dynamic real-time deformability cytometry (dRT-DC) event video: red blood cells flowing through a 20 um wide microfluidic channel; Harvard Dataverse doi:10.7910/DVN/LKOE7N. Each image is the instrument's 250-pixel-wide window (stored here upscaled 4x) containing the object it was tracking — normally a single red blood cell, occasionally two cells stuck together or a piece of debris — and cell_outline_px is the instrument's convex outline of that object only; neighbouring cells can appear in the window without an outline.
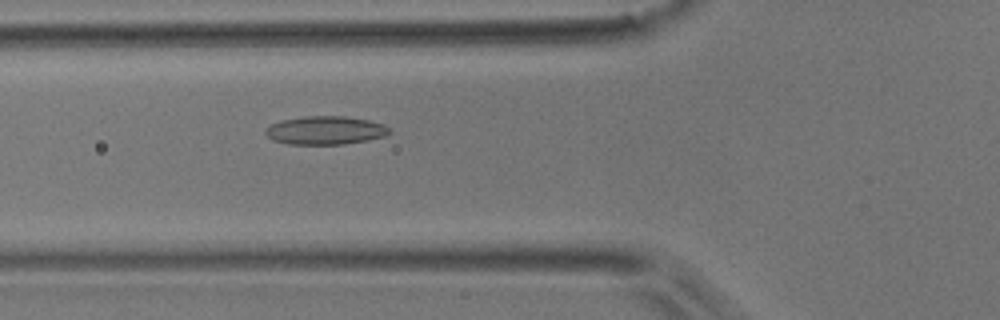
{"species": "common noctule bat (a hibernating species)", "species_latin": "Nyctalus noctula", "temperature_condition": "room temperature", "stored_images_in_passage": 45, "camera_frame_rate_fps": 3000, "um_per_image_px": 0.085, "animal": {"sex": "male", "body_mass_g": 17.9}, "frame": {"image": 1, "passage_image": 13, "time_ms": 4.0, "image_size_px": [1000, 320], "cell_outline_px": [[392, 132], [384, 136], [368, 140], [344, 144], [288, 144], [272, 140], [264, 132], [272, 124], [280, 120], [304, 116], [344, 116], [368, 120], [384, 124], [392, 128]], "centroid_in_image_um": [27.69, 11.08], "position_along_channel_um": 98.1, "area_um2": 20.58}}
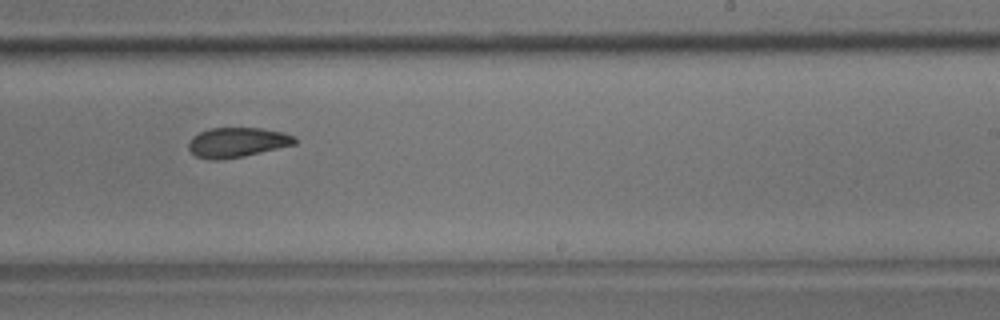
{"frame": {"image": 2, "passage_image": 26, "time_ms": 8.333, "image_size_px": [1000, 320], "cell_outline_px": [[296, 144], [244, 156], [220, 160], [212, 160], [196, 156], [188, 148], [188, 144], [192, 136], [208, 128], [264, 128], [284, 132], [296, 136]], "centroid_in_image_um": [20.17, 12.09], "position_along_channel_um": 268.8, "area_um2": 18.55}}
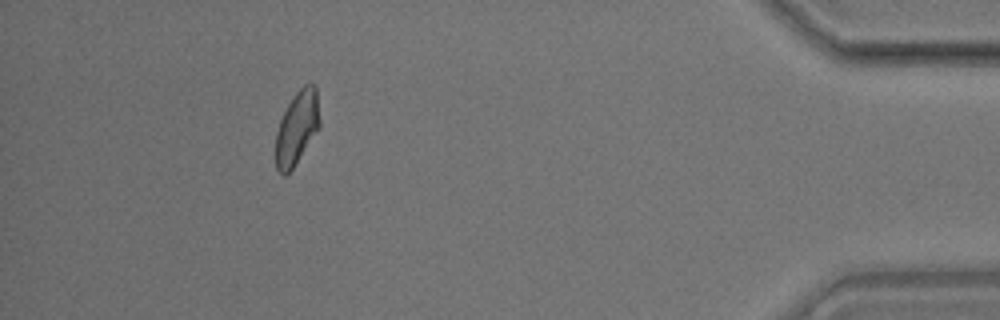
{"frame": {"image": 3, "passage_image": 41, "time_ms": 13.333, "image_size_px": [1000, 320], "cell_outline_px": [[320, 128], [292, 168], [284, 176], [276, 168], [276, 132], [280, 120], [292, 96], [304, 84], [316, 84], [320, 120]], "centroid_in_image_um": [25.26, 10.83], "position_along_channel_um": 409.9, "area_um2": 18.79}, "authors_computed_cell_mechanics": {"area_um2": 19.1896, "velocity_mm_per_s": 3.9309, "shape_relaxation_time_tau1_ms": null, "shape_relaxation_time_tau2_ms": 2.5746, "deformation_change_tau1": null, "deformation_change_tau2": 0.0803}}